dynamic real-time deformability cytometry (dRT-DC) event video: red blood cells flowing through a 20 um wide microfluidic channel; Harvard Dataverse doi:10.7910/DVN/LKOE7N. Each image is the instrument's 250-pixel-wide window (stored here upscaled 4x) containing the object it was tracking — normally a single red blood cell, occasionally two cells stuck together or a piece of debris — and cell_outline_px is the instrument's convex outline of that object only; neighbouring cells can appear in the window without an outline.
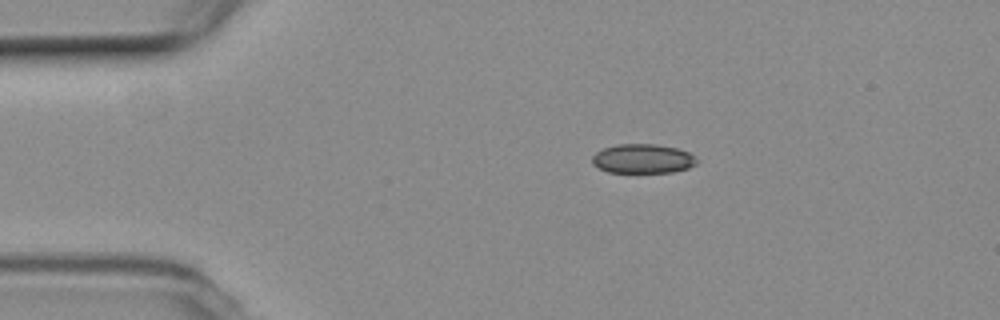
{"species": "common noctule bat (a hibernating species)", "species_latin": "Nyctalus noctula", "temperature_condition": "room temperature", "stored_images_in_passage": 8, "camera_frame_rate_fps": 3000, "um_per_image_px": 0.085, "animal": {"sex": "female", "body_mass_g": 19.3, "forearm_length_mm": 54.1}, "frame": {"image": 1, "passage_image": 1, "time_ms": 0.0, "image_size_px": [1000, 320], "cell_outline_px": [[700, 160], [696, 164], [688, 168], [672, 172], [608, 172], [592, 164], [592, 156], [596, 152], [604, 148], [620, 144], [656, 144], [676, 148], [688, 152]], "centroid_in_image_um": [54.65, 13.49], "position_along_channel_um": 30.3, "area_um2": 17.8}}